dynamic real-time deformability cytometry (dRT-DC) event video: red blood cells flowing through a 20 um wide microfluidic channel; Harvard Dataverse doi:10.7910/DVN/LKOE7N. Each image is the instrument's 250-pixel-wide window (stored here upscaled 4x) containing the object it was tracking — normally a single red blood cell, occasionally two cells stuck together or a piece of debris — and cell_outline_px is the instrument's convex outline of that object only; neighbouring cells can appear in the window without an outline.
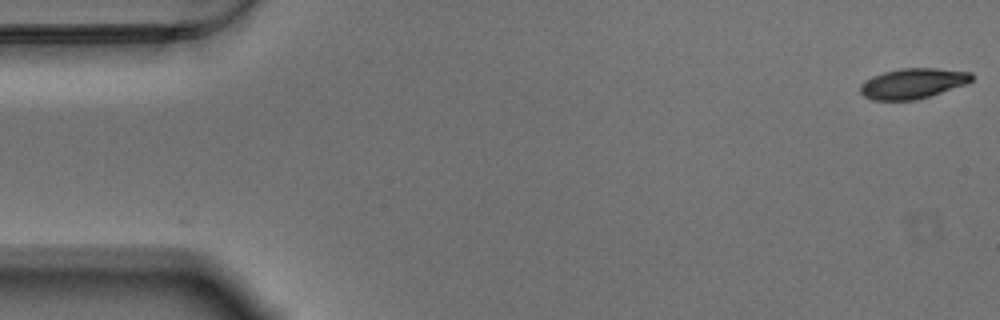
{"species": "Egyptian fruit bat (a non-hibernating species)", "species_latin": "Rousettus aegyptiacus", "temperature_condition": "warm", "stored_images_in_passage": 57, "camera_frame_rate_fps": 3000, "um_per_image_px": 0.085, "animal": {"sex": "male"}, "frame": {"image": 1, "passage_image": 1, "time_ms": 0.0, "image_size_px": [1000, 320], "cell_outline_px": [[972, 80], [968, 84], [916, 100], [872, 100], [864, 96], [860, 92], [860, 84], [864, 80], [872, 76], [884, 72], [900, 68], [936, 68], [972, 72]], "centroid_in_image_um": [77.59, 7.09], "position_along_channel_um": 7.4, "area_um2": 19.83}}
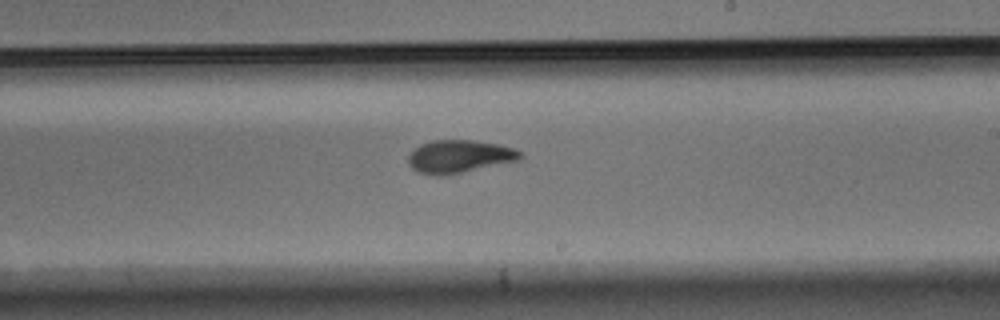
{"frame": {"image": 2, "passage_image": 33, "time_ms": 10.667, "image_size_px": [1000, 320], "cell_outline_px": [[524, 156], [520, 160], [440, 176], [436, 176], [416, 172], [408, 164], [408, 156], [420, 144], [432, 140], [476, 140], [500, 144], [516, 148], [524, 152]], "centroid_in_image_um": [39.08, 13.28], "position_along_channel_um": 249.9, "area_um2": 21.62}}
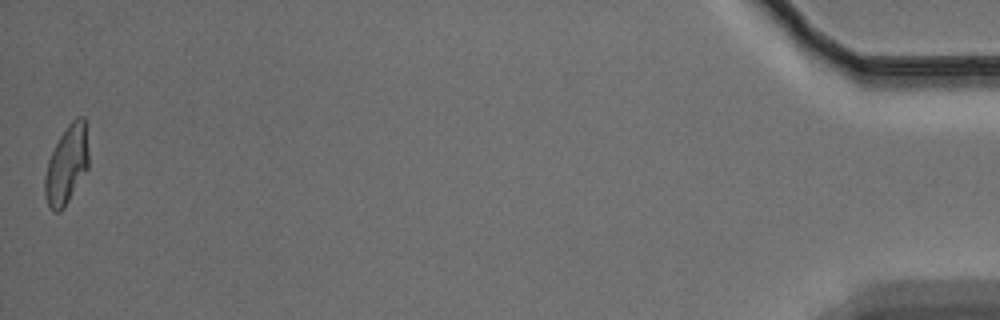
{"frame": {"image": 3, "passage_image": 57, "time_ms": 18.667, "image_size_px": [1000, 320], "cell_outline_px": [[88, 168], [64, 208], [60, 212], [52, 212], [48, 204], [44, 192], [44, 176], [48, 160], [60, 136], [68, 124], [76, 116], [84, 116], [88, 152]], "centroid_in_image_um": [5.66, 14.02], "position_along_channel_um": 429.5, "area_um2": 19.94}, "authors_computed_cell_mechanics": {"area_um2": 20.6346, "velocity_mm_per_s": 3.4806, "shape_relaxation_time_tau1_ms": 4.4851, "shape_relaxation_time_tau2_ms": 2.3908, "deformation_change_tau1": 0.1644, "deformation_change_tau2": 0.0875}}